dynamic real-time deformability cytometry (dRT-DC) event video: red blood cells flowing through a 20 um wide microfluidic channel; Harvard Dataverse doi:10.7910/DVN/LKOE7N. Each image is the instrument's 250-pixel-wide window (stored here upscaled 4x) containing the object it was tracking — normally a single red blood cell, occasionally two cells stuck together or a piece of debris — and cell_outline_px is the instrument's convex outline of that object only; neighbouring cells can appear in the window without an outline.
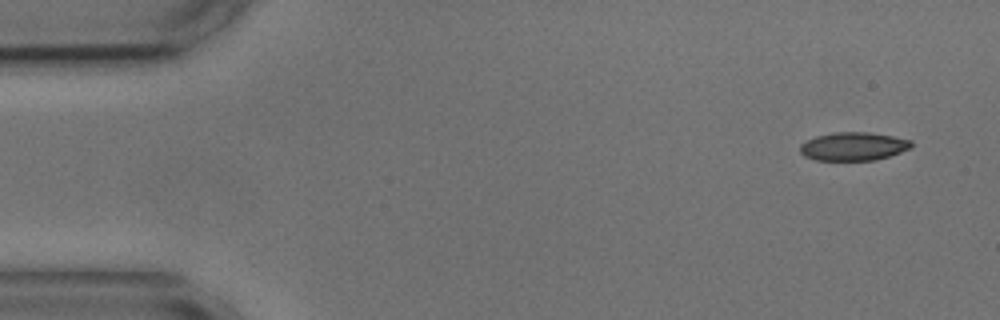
{"species": "common noctule bat (a hibernating species)", "species_latin": "Nyctalus noctula", "temperature_condition": "cold", "stored_images_in_passage": 6, "camera_frame_rate_fps": 3000, "um_per_image_px": 0.085, "animal": {"sex": "male", "body_mass_g": 17.9, "forearm_length_mm": 54.2}, "frame": {"image": 1, "passage_image": 1, "time_ms": 0.0, "image_size_px": [1000, 320], "cell_outline_px": [[912, 148], [888, 156], [872, 160], [816, 160], [804, 156], [800, 152], [800, 144], [816, 136], [836, 132], [868, 132], [892, 136], [912, 140]], "centroid_in_image_um": [72.54, 12.44], "position_along_channel_um": 12.5, "area_um2": 18.26}}
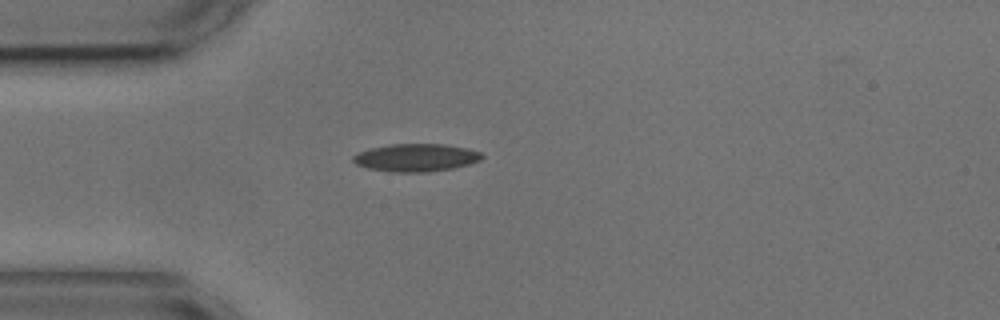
{"frame": {"image": 2, "passage_image": 4, "time_ms": 3.667, "image_size_px": [1000, 320], "cell_outline_px": [[484, 156], [480, 160], [468, 164], [452, 168], [428, 172], [392, 172], [368, 168], [356, 164], [352, 160], [352, 156], [360, 152], [372, 148], [388, 144], [444, 144], [468, 148], [480, 152]], "centroid_in_image_um": [35.36, 13.39], "position_along_channel_um": 49.6, "area_um2": 20.75}}